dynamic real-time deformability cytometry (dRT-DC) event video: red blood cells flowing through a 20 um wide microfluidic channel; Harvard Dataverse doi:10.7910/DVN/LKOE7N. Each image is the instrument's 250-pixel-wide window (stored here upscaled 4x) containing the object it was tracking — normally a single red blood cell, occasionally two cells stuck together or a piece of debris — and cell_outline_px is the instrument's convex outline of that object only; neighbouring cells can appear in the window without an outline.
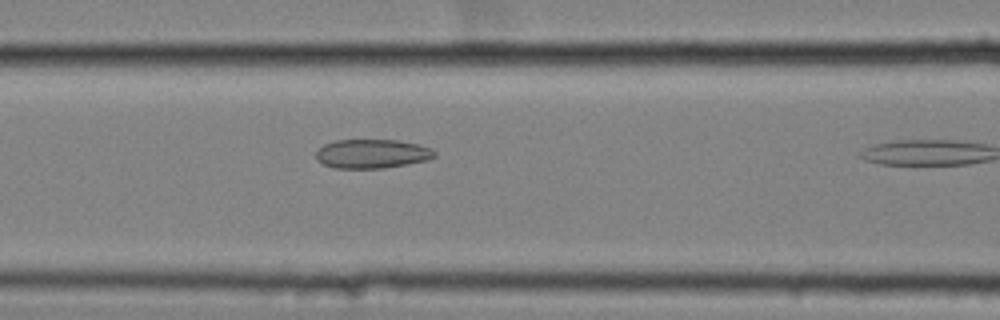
{"species": "common noctule bat (a hibernating species)", "species_latin": "Nyctalus noctula", "temperature_condition": "cold", "stored_images_in_passage": 10, "camera_frame_rate_fps": 3000, "um_per_image_px": 0.085, "animal": {"sex": "female", "body_mass_g": 25.1}, "frame": {"image": 1, "passage_image": 9, "time_ms": 2.667, "image_size_px": [1000, 320], "cell_outline_px": [[436, 156], [428, 160], [384, 168], [332, 168], [316, 160], [316, 152], [324, 144], [336, 140], [400, 140], [420, 144], [432, 148], [436, 152]], "centroid_in_image_um": [31.65, 13.06], "position_along_channel_um": 135.0, "area_um2": 20.23}}